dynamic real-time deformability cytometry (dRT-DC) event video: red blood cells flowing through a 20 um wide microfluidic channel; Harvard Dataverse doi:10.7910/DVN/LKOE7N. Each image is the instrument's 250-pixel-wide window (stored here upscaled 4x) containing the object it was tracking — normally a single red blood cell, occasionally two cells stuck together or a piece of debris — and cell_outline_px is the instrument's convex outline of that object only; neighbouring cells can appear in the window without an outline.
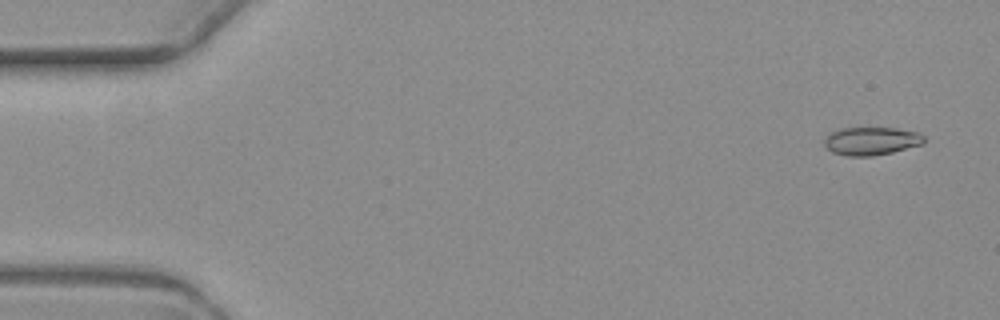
{"species": "common noctule bat (a hibernating species)", "species_latin": "Nyctalus noctula", "temperature_condition": "warm", "stored_images_in_passage": 5, "camera_frame_rate_fps": 3000, "um_per_image_px": 0.085, "animal": {"sex": "female", "body_mass_g": 19.3, "forearm_length_mm": 54.1}, "frame": {"image": 1, "passage_image": 1, "time_ms": 0.0, "image_size_px": [1000, 320], "cell_outline_px": [[924, 144], [892, 152], [872, 156], [848, 156], [832, 152], [824, 144], [824, 140], [832, 132], [840, 128], [896, 128], [916, 132], [924, 136]], "centroid_in_image_um": [74.07, 11.99], "position_along_channel_um": 10.9, "area_um2": 16.18}}
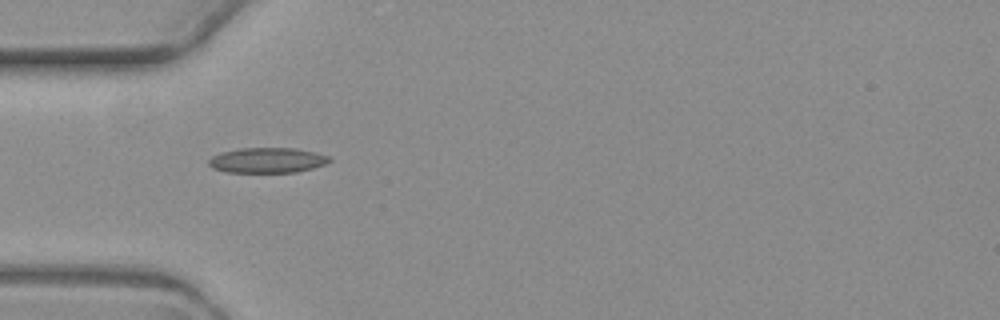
{"frame": {"image": 2, "passage_image": 5, "time_ms": 5.0, "image_size_px": [1000, 320], "cell_outline_px": [[332, 160], [324, 164], [312, 168], [296, 172], [228, 172], [212, 168], [208, 164], [208, 160], [212, 156], [220, 152], [240, 148], [296, 148], [316, 152], [328, 156]], "centroid_in_image_um": [22.7, 13.61], "position_along_channel_um": 62.3, "area_um2": 17.74}}